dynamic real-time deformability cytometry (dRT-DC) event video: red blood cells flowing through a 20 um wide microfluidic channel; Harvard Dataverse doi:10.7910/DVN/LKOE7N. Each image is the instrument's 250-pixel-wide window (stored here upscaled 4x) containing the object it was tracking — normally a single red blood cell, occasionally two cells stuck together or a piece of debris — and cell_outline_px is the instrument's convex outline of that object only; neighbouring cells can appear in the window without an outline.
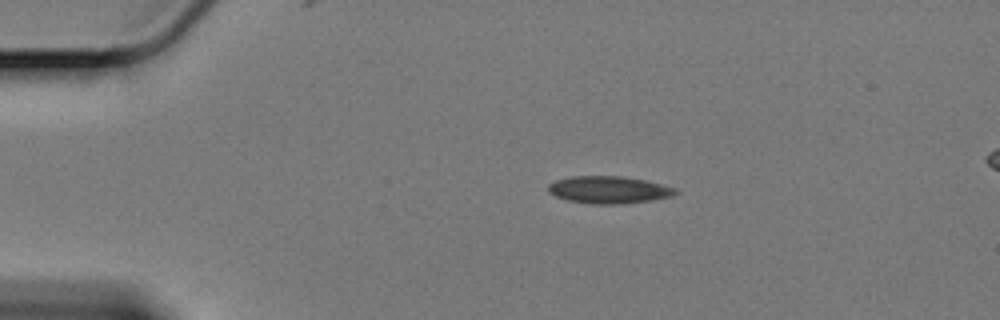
{"species": "Egyptian fruit bat (a non-hibernating species)", "species_latin": "Rousettus aegyptiacus", "temperature_condition": "cold", "stored_images_in_passage": 49, "camera_frame_rate_fps": 3000, "um_per_image_px": 0.085, "animal": {"sex": "female"}, "frame": {"image": 1, "passage_image": 1, "time_ms": 0.0, "image_size_px": [1000, 320], "cell_outline_px": [[680, 192], [672, 196], [652, 200], [624, 204], [592, 204], [568, 200], [556, 196], [548, 192], [548, 184], [556, 180], [572, 176], [620, 176], [644, 180], [676, 188]], "centroid_in_image_um": [51.76, 16.14], "position_along_channel_um": 33.2, "area_um2": 20.23}}
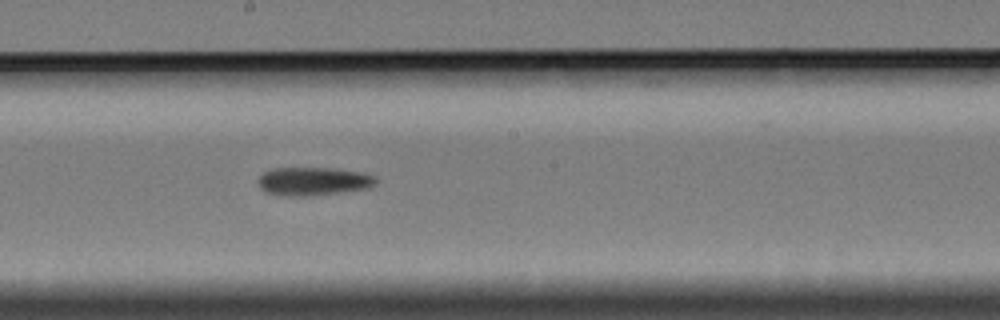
{"frame": {"image": 2, "passage_image": 22, "time_ms": 7.0, "image_size_px": [1000, 320], "cell_outline_px": [[380, 180], [372, 188], [312, 196], [276, 196], [264, 192], [260, 188], [256, 180], [264, 172], [272, 168], [336, 168], [364, 172], [376, 176]], "centroid_in_image_um": [26.66, 15.42], "position_along_channel_um": 221.5, "area_um2": 20.17}}
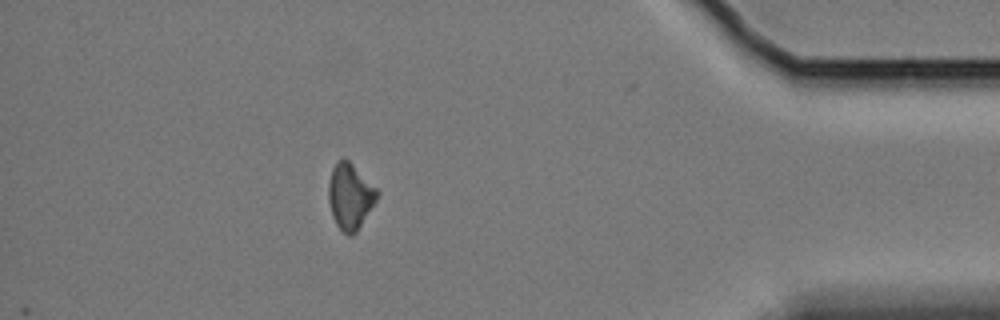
{"frame": {"image": 3, "passage_image": 42, "time_ms": 13.667, "image_size_px": [1000, 320], "cell_outline_px": [[380, 196], [356, 232], [352, 236], [348, 236], [336, 224], [332, 216], [328, 200], [328, 184], [332, 168], [336, 160], [344, 156], [380, 192]], "centroid_in_image_um": [29.75, 16.67], "position_along_channel_um": 405.4, "area_um2": 18.79}, "authors_computed_cell_mechanics": {"area_um2": 19.5364, "velocity_mm_per_s": 3.3609, "shape_relaxation_time_tau1_ms": 8.7935, "shape_relaxation_time_tau2_ms": null, "deformation_change_tau1": 0.1369, "deformation_change_tau2": null}}